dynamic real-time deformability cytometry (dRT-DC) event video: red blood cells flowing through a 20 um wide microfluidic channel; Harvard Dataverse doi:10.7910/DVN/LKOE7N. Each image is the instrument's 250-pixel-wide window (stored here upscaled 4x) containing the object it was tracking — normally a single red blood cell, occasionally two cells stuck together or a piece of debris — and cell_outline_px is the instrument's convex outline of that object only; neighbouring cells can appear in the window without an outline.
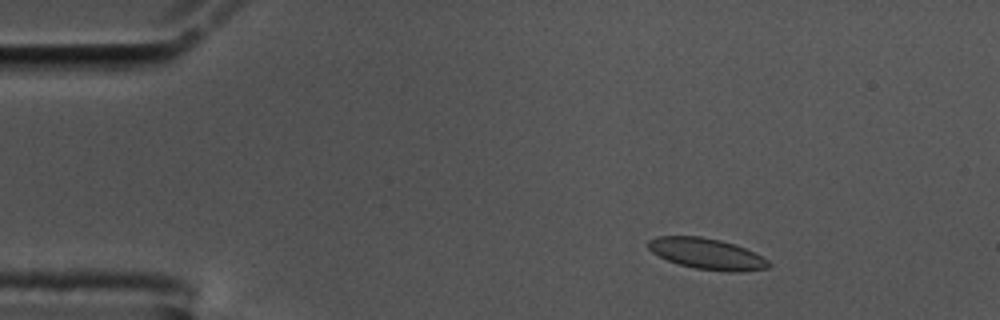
{"species": "common noctule bat (a hibernating species)", "species_latin": "Nyctalus noctula", "temperature_condition": "cold", "stored_images_in_passage": 49, "camera_frame_rate_fps": 3000, "um_per_image_px": 0.085, "animal": {"sex": "male", "body_mass_g": 17.5, "forearm_length_mm": 52.3}, "frame": {"image": 1, "passage_image": 1, "time_ms": 0.0, "image_size_px": [1000, 320], "cell_outline_px": [[772, 264], [768, 268], [744, 272], [728, 272], [696, 268], [680, 264], [668, 260], [652, 252], [648, 248], [648, 240], [656, 236], [700, 236], [720, 240], [744, 248], [768, 260]], "centroid_in_image_um": [60.09, 21.58], "position_along_channel_um": 24.9, "area_um2": 21.56}}
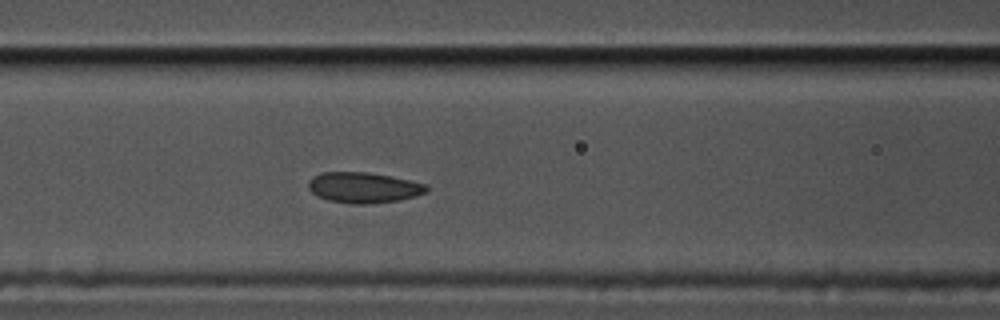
{"frame": {"image": 2, "passage_image": 16, "time_ms": 5.0, "image_size_px": [1000, 320], "cell_outline_px": [[428, 192], [416, 196], [400, 200], [364, 204], [352, 204], [328, 200], [316, 196], [308, 188], [308, 180], [312, 176], [320, 172], [368, 172], [392, 176], [424, 184], [428, 188]], "centroid_in_image_um": [30.87, 15.94], "position_along_channel_um": 135.7, "area_um2": 21.21}}
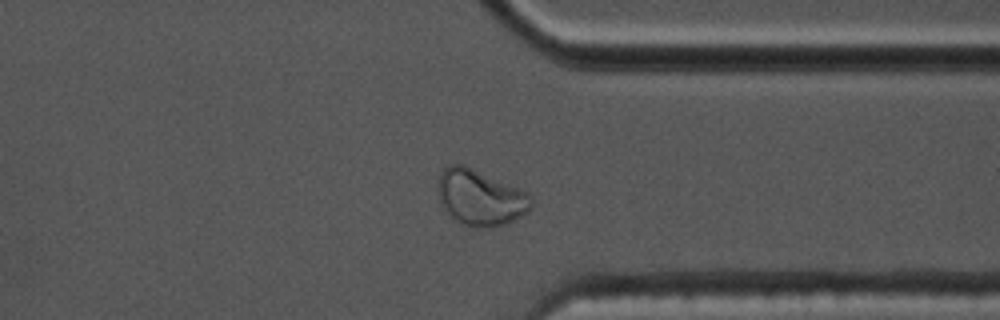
{"frame": {"image": 3, "passage_image": 36, "time_ms": 11.667, "image_size_px": [1000, 320], "cell_outline_px": [[532, 204], [528, 212], [508, 224], [492, 228], [476, 228], [464, 224], [456, 220], [440, 204], [436, 184], [440, 172], [448, 164], [464, 164], [528, 192], [532, 196]], "centroid_in_image_um": [40.82, 16.79], "position_along_channel_um": 370.6, "area_um2": 30.81}, "authors_computed_cell_mechanics": {"area_um2": 21.675, "velocity_mm_per_s": 3.5495, "shape_relaxation_time_tau1_ms": null, "shape_relaxation_time_tau2_ms": 1.8289, "deformation_change_tau1": null, "deformation_change_tau2": 0.0488}}